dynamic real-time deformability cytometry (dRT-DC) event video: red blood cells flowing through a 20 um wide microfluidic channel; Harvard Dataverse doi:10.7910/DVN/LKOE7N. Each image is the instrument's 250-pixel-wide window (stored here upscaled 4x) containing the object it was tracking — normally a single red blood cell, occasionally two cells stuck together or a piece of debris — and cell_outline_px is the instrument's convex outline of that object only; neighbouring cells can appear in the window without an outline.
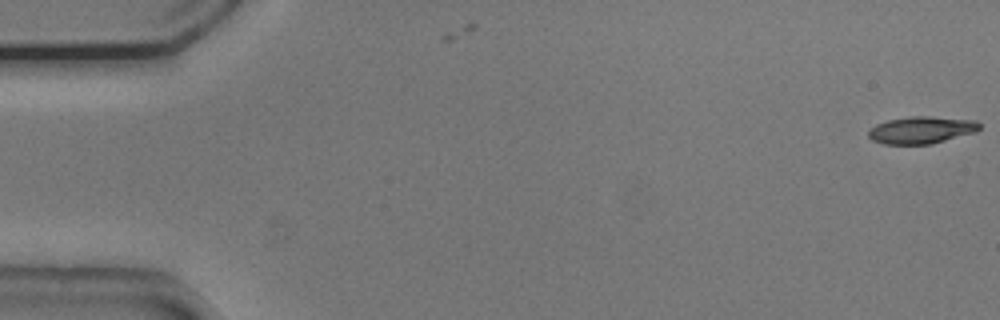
{"species": "common noctule bat (a hibernating species)", "species_latin": "Nyctalus noctula", "temperature_condition": "cold", "stored_images_in_passage": 5, "camera_frame_rate_fps": 3000, "um_per_image_px": 0.085, "animal": {"sex": "male", "body_mass_g": 20.5, "forearm_length_mm": 52.5}, "frame": {"image": 1, "passage_image": 1, "time_ms": 0.0, "image_size_px": [1000, 320], "cell_outline_px": [[980, 128], [976, 132], [932, 144], [884, 144], [872, 140], [868, 136], [868, 132], [876, 124], [888, 120], [912, 116], [928, 116], [976, 120], [980, 124]], "centroid_in_image_um": [78.34, 11.05], "position_along_channel_um": 6.7, "area_um2": 17.57}}